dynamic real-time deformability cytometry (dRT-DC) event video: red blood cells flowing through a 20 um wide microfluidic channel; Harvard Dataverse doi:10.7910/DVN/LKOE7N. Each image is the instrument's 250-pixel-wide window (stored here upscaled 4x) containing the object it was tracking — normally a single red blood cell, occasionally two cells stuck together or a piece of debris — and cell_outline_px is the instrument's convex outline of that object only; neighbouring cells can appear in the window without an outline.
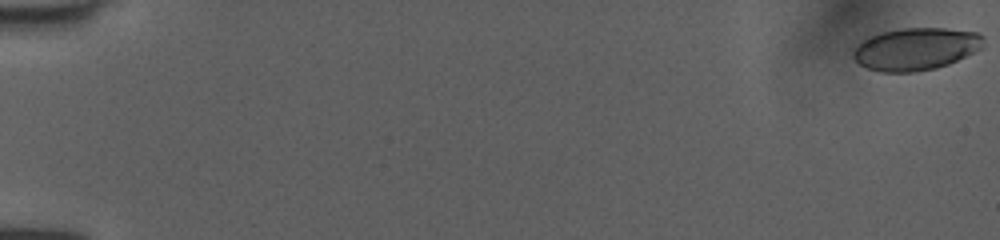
{"species": "human", "species_latin": "Homo sapiens", "temperature_condition": "room temperature", "stored_images_in_passage": 53, "camera_frame_rate_fps": 3000, "um_per_image_px": 0.085, "donor": {"sex": "female"}, "frame": {"image": 1, "passage_image": 1, "time_ms": 0.0, "image_size_px": [1000, 240], "cell_outline_px": [[984, 48], [948, 64], [936, 68], [912, 72], [880, 72], [868, 68], [860, 64], [852, 56], [852, 52], [864, 40], [880, 32], [904, 28], [944, 28], [976, 32], [984, 36]], "centroid_in_image_um": [77.89, 4.16], "position_along_channel_um": 7.1, "area_um2": 32.08}}
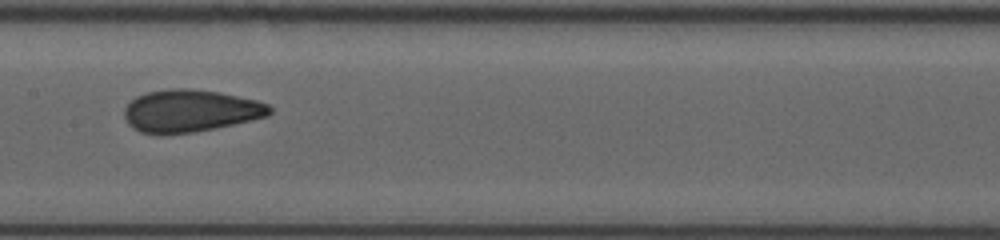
{"frame": {"image": 2, "passage_image": 29, "time_ms": 9.333, "image_size_px": [1000, 240], "cell_outline_px": [[272, 112], [268, 116], [232, 124], [192, 132], [140, 132], [132, 128], [128, 124], [124, 116], [124, 108], [136, 96], [144, 92], [172, 88], [188, 88], [220, 92], [256, 100], [268, 104], [272, 108]], "centroid_in_image_um": [16.17, 9.38], "position_along_channel_um": 191.2, "area_um2": 35.37}}
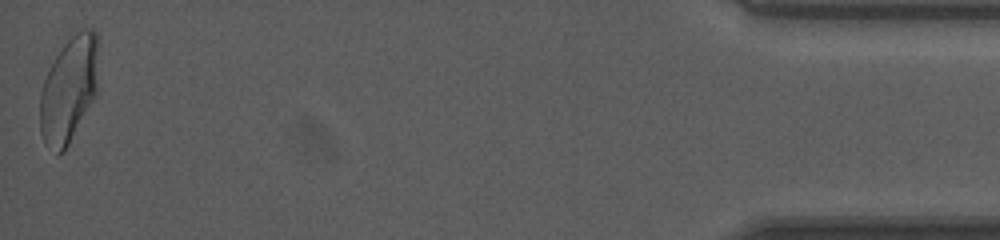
{"frame": {"image": 3, "passage_image": 53, "time_ms": 17.333, "image_size_px": [1000, 240], "cell_outline_px": [[96, 92], [64, 152], [60, 152], [44, 144], [40, 132], [40, 92], [44, 80], [56, 56], [64, 44], [80, 28], [92, 28], [96, 32]], "centroid_in_image_um": [5.82, 7.6], "position_along_channel_um": 429.4, "area_um2": 34.97}, "authors_computed_cell_mechanics": {"area_um2": 34.3332, "velocity_mm_per_s": 4.0327, "shape_relaxation_time_tau1_ms": 5.7675, "shape_relaxation_time_tau2_ms": 1.0728, "deformation_change_tau1": 0.1672, "deformation_change_tau2": 0.0785}}